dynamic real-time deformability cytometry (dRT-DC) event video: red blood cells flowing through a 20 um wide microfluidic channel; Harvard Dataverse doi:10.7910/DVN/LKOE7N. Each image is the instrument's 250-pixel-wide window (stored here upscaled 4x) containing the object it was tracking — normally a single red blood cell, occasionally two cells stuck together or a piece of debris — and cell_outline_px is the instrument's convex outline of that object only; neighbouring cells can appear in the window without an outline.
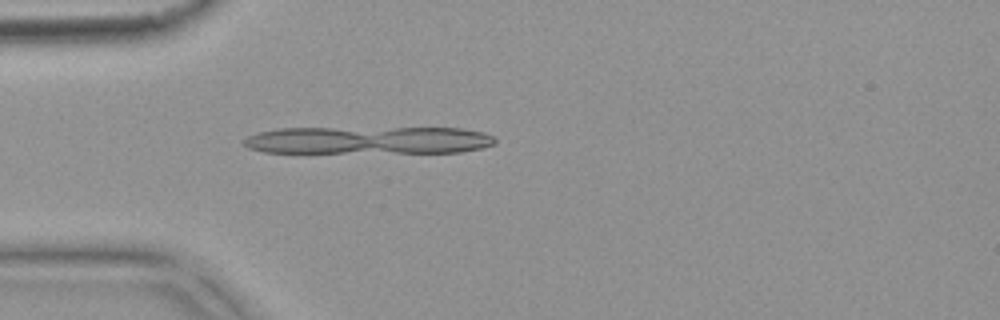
{"species": "common noctule bat (a hibernating species)", "species_latin": "Nyctalus noctula", "temperature_condition": "warm", "stored_images_in_passage": 4, "camera_frame_rate_fps": 3000, "um_per_image_px": 0.085, "animal": {"sex": "female", "body_mass_g": 18.4}, "frame": {"image": 1, "passage_image": 4, "time_ms": 1.0, "image_size_px": [1000, 320], "cell_outline_px": [[496, 144], [480, 148], [460, 152], [264, 152], [248, 148], [244, 144], [244, 140], [248, 136], [260, 132], [280, 128], [460, 128], [484, 132], [492, 136], [496, 140]], "centroid_in_image_um": [31.34, 11.91], "position_along_channel_um": 53.7, "area_um2": 40.23}}